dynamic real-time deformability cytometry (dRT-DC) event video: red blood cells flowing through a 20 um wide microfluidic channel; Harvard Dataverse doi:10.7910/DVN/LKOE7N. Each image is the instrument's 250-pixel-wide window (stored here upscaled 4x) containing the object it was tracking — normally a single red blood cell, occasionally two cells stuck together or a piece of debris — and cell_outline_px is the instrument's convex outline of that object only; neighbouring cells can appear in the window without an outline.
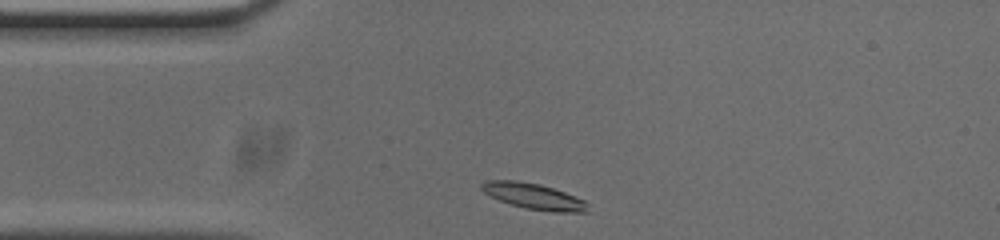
{"species": "common noctule bat (a hibernating species)", "species_latin": "Nyctalus noctula", "temperature_condition": "cold", "stored_images_in_passage": 32, "camera_frame_rate_fps": 3000, "um_per_image_px": 0.085, "animal": {"sex": "male", "body_mass_g": 20.0, "forearm_length_mm": 53.3}, "frame": {"image": 1, "passage_image": 1, "time_ms": 0.0, "image_size_px": [1000, 240], "cell_outline_px": [[588, 212], [552, 212], [524, 208], [500, 200], [484, 192], [480, 188], [480, 184], [484, 180], [516, 180], [540, 184], [564, 192], [584, 200], [588, 204]], "centroid_in_image_um": [45.36, 16.68], "position_along_channel_um": 39.6, "area_um2": 15.95}}
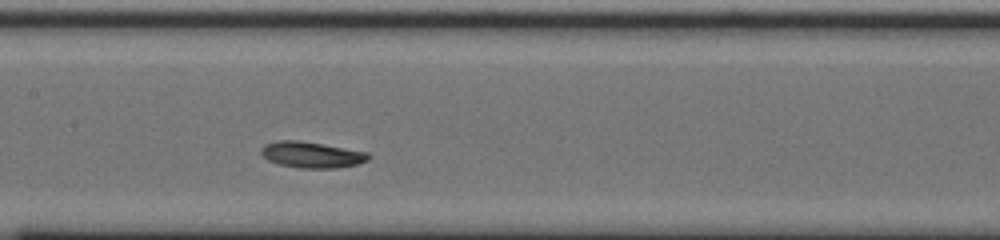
{"frame": {"image": 2, "passage_image": 14, "time_ms": 4.333, "image_size_px": [1000, 240], "cell_outline_px": [[372, 156], [368, 160], [356, 164], [336, 168], [300, 168], [276, 164], [268, 160], [260, 152], [260, 148], [264, 144], [280, 140], [300, 140], [368, 152]], "centroid_in_image_um": [26.47, 13.15], "position_along_channel_um": 180.9, "area_um2": 16.42}}
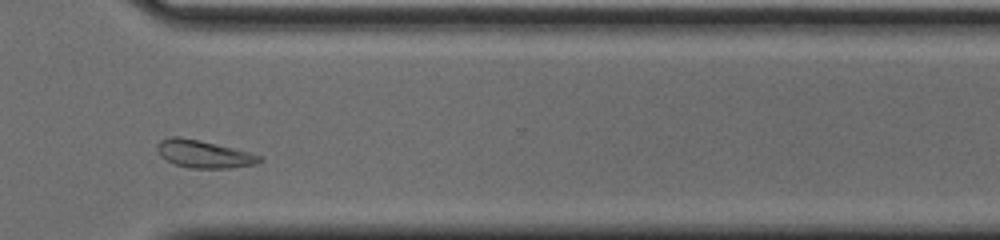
{"frame": {"image": 3, "passage_image": 28, "time_ms": 9.0, "image_size_px": [1000, 240], "cell_outline_px": [[264, 160], [260, 164], [232, 168], [192, 168], [172, 164], [160, 156], [156, 148], [156, 144], [160, 140], [168, 136], [180, 136], [200, 140], [248, 152], [260, 156]], "centroid_in_image_um": [17.29, 13.09], "position_along_channel_um": 353.3, "area_um2": 16.7}, "authors_computed_cell_mechanics": {"area_um2": 16.0395, "velocity_mm_per_s": 3.6936, "shape_relaxation_time_tau1_ms": 1.5194, "shape_relaxation_time_tau2_ms": null, "deformation_change_tau1": 0.1021, "deformation_change_tau2": null}}